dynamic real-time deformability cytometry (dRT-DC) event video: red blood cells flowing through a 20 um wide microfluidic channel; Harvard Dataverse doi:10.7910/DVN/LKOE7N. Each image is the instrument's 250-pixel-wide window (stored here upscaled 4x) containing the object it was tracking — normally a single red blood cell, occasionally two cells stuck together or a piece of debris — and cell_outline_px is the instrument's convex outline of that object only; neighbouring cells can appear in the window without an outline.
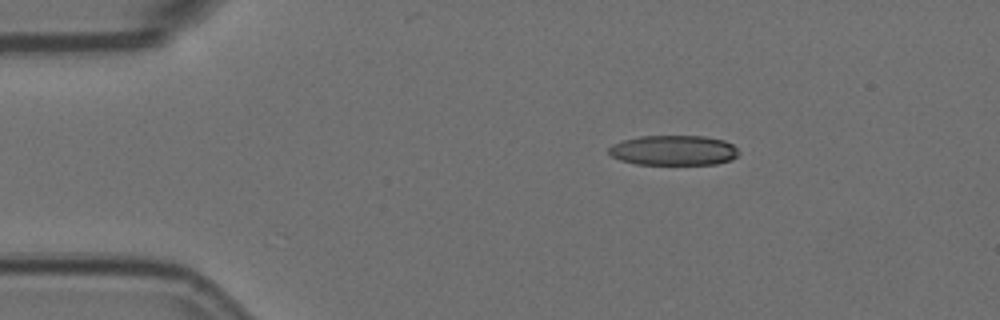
{"species": "Egyptian fruit bat (a non-hibernating species)", "species_latin": "Rousettus aegyptiacus", "temperature_condition": "room temperature", "stored_images_in_passage": 6, "segment_of_instrument_passage": [1, 2], "camera_frame_rate_fps": 3000, "um_per_image_px": 0.085, "animal": {"sex": "female"}, "frame": {"image": 1, "passage_image": 3, "time_ms": 0.667, "image_size_px": [1000, 320], "cell_outline_px": [[736, 156], [732, 160], [716, 164], [636, 164], [620, 160], [612, 156], [608, 152], [608, 148], [612, 144], [624, 140], [640, 136], [704, 136], [724, 140], [732, 144], [736, 148]], "centroid_in_image_um": [57.23, 12.78], "position_along_channel_um": 27.8, "area_um2": 22.66}}